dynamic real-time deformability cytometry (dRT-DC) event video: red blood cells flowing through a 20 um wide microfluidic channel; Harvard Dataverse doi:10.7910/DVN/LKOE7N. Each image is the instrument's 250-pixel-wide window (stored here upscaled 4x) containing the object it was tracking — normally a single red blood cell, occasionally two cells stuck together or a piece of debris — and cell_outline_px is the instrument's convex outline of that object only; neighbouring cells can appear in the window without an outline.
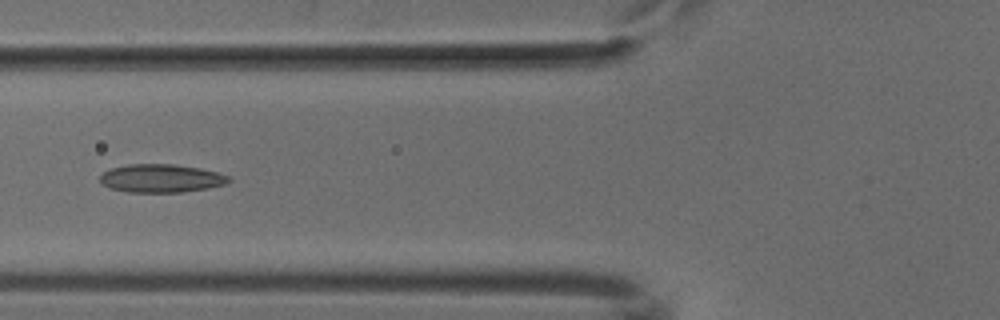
{"species": "common noctule bat (a hibernating species)", "species_latin": "Nyctalus noctula", "temperature_condition": "cold", "stored_images_in_passage": 50, "segment_of_instrument_passage": [1, 2], "camera_frame_rate_fps": 3000, "um_per_image_px": 0.085, "animal": {"sex": "male", "body_mass_g": 18.8}, "frame": {"image": 1, "passage_image": 17, "time_ms": 5.333, "image_size_px": [1000, 320], "cell_outline_px": [[232, 180], [224, 184], [208, 188], [184, 192], [128, 192], [108, 188], [100, 184], [100, 176], [104, 172], [112, 168], [128, 164], [176, 164], [200, 168], [216, 172], [228, 176]], "centroid_in_image_um": [13.67, 15.16], "position_along_channel_um": 112.1, "area_um2": 21.27}}
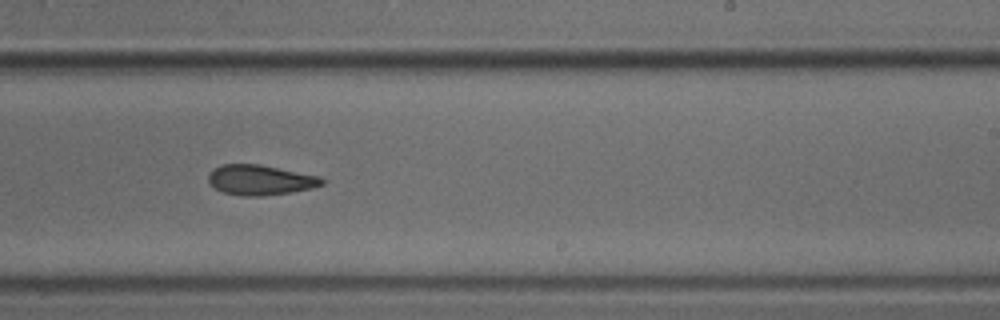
{"frame": {"image": 2, "passage_image": 29, "time_ms": 9.333, "image_size_px": [1000, 320], "cell_outline_px": [[324, 184], [312, 188], [288, 192], [260, 196], [240, 196], [224, 192], [216, 188], [208, 180], [208, 176], [216, 168], [224, 164], [260, 164], [320, 176], [324, 180]], "centroid_in_image_um": [22.15, 15.29], "position_along_channel_um": 266.8, "area_um2": 19.65}}
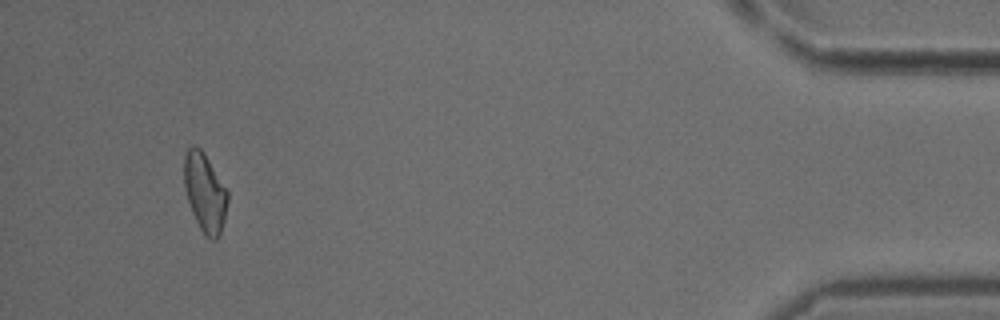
{"frame": {"image": 3, "passage_image": 46, "time_ms": 15.0, "image_size_px": [1000, 320], "cell_outline_px": [[228, 200], [224, 220], [220, 232], [216, 240], [208, 240], [204, 236], [192, 212], [184, 188], [184, 156], [188, 148], [192, 144], [200, 148], [204, 152], [228, 192]], "centroid_in_image_um": [17.4, 16.36], "position_along_channel_um": 417.8, "area_um2": 19.94}}